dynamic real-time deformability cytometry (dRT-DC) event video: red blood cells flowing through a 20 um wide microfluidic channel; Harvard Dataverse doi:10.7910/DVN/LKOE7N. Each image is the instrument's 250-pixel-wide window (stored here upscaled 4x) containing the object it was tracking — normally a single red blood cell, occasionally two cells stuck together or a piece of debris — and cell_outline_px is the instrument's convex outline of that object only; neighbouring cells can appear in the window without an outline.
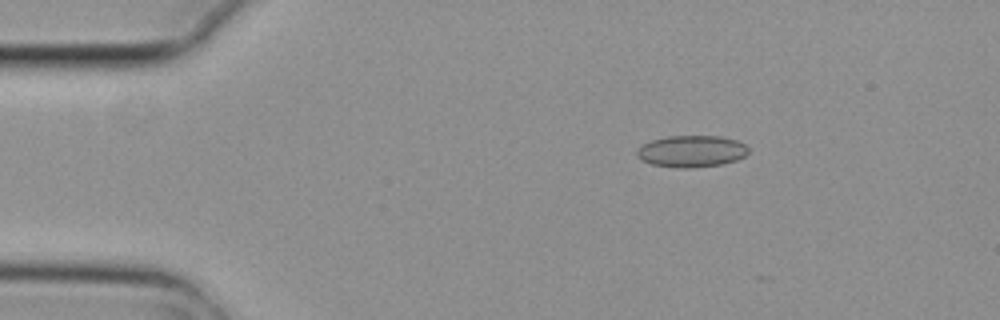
{"species": "common noctule bat (a hibernating species)", "species_latin": "Nyctalus noctula", "temperature_condition": "cold", "stored_images_in_passage": 5, "camera_frame_rate_fps": 3000, "um_per_image_px": 0.085, "animal": {"sex": "female", "body_mass_g": 29.2, "forearm_length_mm": 56.3}, "frame": {"image": 1, "passage_image": 3, "time_ms": 0.667, "image_size_px": [1000, 320], "cell_outline_px": [[748, 152], [744, 156], [736, 160], [720, 164], [688, 168], [680, 168], [652, 164], [640, 160], [636, 156], [636, 152], [644, 144], [652, 140], [668, 136], [720, 136], [736, 140], [744, 144], [748, 148]], "centroid_in_image_um": [58.77, 12.85], "position_along_channel_um": 26.2, "area_um2": 20.4}}